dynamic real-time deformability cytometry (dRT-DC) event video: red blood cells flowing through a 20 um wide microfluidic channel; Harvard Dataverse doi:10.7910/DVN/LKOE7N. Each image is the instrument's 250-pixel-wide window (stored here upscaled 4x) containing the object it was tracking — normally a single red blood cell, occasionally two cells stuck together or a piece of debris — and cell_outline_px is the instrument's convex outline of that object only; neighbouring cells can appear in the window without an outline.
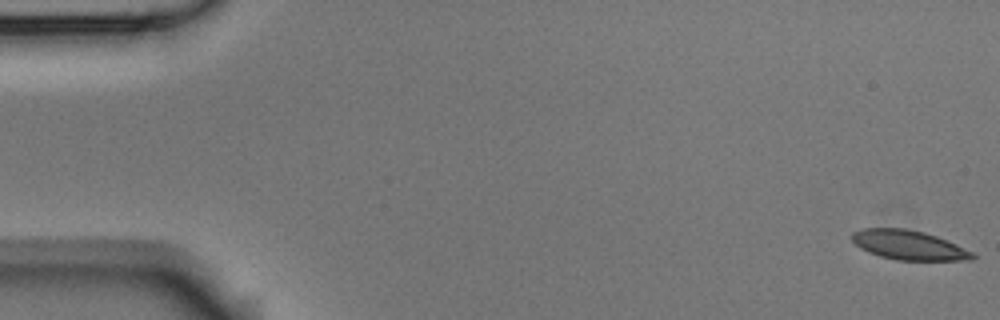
{"species": "Egyptian fruit bat (a non-hibernating species)", "species_latin": "Rousettus aegyptiacus", "temperature_condition": "room temperature", "stored_images_in_passage": 11, "camera_frame_rate_fps": 3000, "um_per_image_px": 0.085, "animal": {"sex": "male"}, "frame": {"image": 1, "passage_image": 1, "time_ms": 0.0, "image_size_px": [1000, 320], "cell_outline_px": [[976, 256], [972, 260], [896, 260], [880, 256], [868, 252], [860, 248], [852, 240], [852, 232], [864, 228], [904, 228], [924, 232], [936, 236], [956, 244], [972, 252]], "centroid_in_image_um": [77.23, 20.83], "position_along_channel_um": 7.8, "area_um2": 20.58}}
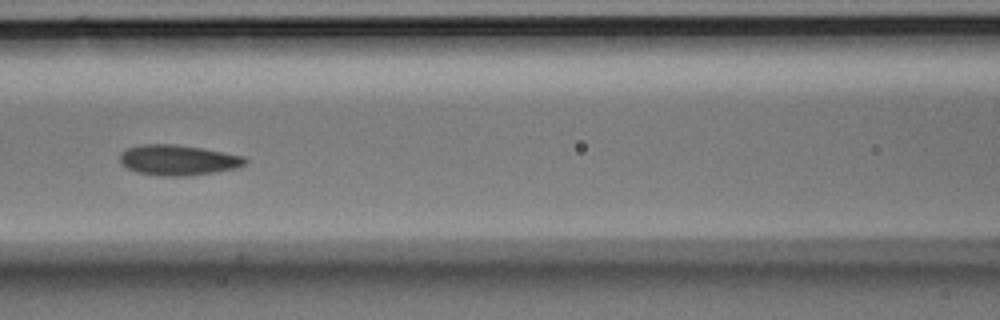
{"frame": {"image": 2, "passage_image": 7, "time_ms": 2.0, "image_size_px": [1000, 320], "cell_outline_px": [[248, 160], [244, 164], [236, 168], [188, 176], [160, 176], [136, 172], [128, 168], [120, 160], [120, 152], [128, 148], [144, 144], [176, 144], [200, 148], [244, 156]], "centroid_in_image_um": [15.12, 13.61], "position_along_channel_um": 151.5, "area_um2": 21.96}}
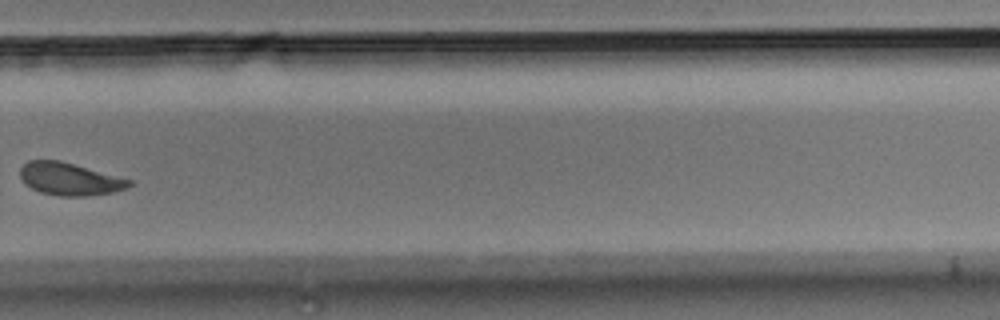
{"frame": {"image": 3, "passage_image": 11, "time_ms": 3.333, "image_size_px": [1000, 320], "cell_outline_px": [[132, 184], [128, 188], [112, 192], [88, 196], [60, 196], [40, 192], [24, 184], [20, 176], [20, 168], [28, 160], [60, 160], [132, 180]], "centroid_in_image_um": [5.9, 15.21], "position_along_channel_um": 323.9, "area_um2": 20.69}}